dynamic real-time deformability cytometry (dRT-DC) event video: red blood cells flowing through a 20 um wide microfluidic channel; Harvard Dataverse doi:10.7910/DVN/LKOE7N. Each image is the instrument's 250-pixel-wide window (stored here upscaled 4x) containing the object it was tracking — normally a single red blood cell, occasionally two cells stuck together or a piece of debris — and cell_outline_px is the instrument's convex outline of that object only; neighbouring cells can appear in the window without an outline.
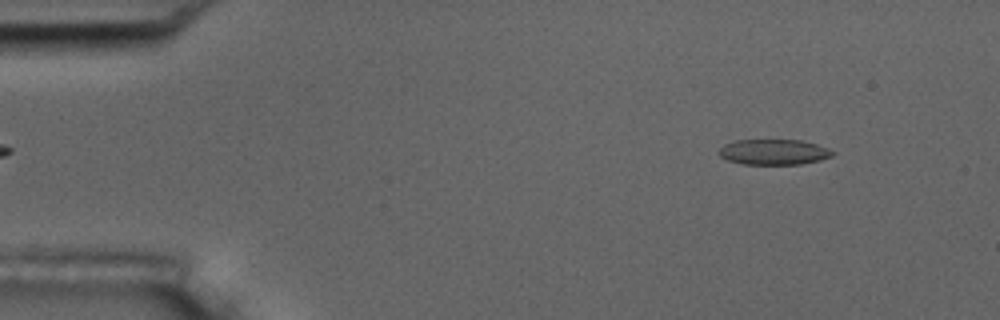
{"species": "common noctule bat (a hibernating species)", "species_latin": "Nyctalus noctula", "temperature_condition": "room temperature", "stored_images_in_passage": 5, "camera_frame_rate_fps": 3000, "um_per_image_px": 0.085, "animal": {"sex": "male", "body_mass_g": 17.5, "forearm_length_mm": 52.3}, "frame": {"image": 1, "passage_image": 1, "time_ms": 0.0, "image_size_px": [1000, 320], "cell_outline_px": [[836, 152], [832, 156], [820, 160], [800, 164], [740, 164], [728, 160], [720, 156], [720, 148], [724, 144], [736, 140], [800, 140], [816, 144], [828, 148]], "centroid_in_image_um": [65.78, 12.92], "position_along_channel_um": 19.2, "area_um2": 16.82}}
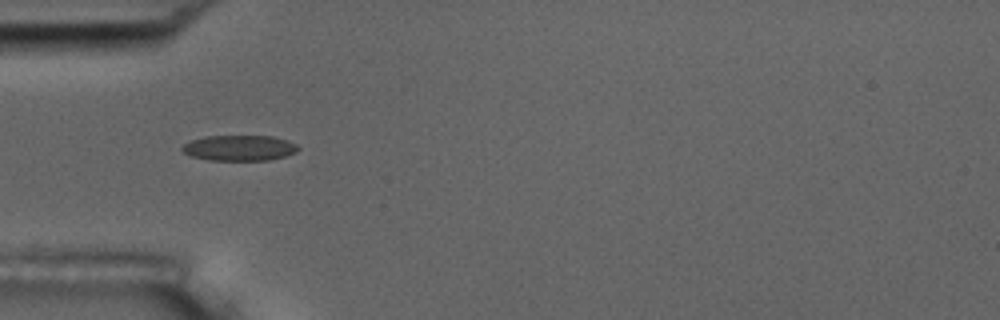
{"frame": {"image": 2, "passage_image": 4, "time_ms": 3.667, "image_size_px": [1000, 320], "cell_outline_px": [[300, 148], [296, 152], [284, 156], [268, 160], [208, 160], [192, 156], [184, 152], [180, 148], [184, 144], [192, 140], [204, 136], [272, 136], [288, 140], [296, 144]], "centroid_in_image_um": [20.35, 12.57], "position_along_channel_um": 64.6, "area_um2": 17.22}}